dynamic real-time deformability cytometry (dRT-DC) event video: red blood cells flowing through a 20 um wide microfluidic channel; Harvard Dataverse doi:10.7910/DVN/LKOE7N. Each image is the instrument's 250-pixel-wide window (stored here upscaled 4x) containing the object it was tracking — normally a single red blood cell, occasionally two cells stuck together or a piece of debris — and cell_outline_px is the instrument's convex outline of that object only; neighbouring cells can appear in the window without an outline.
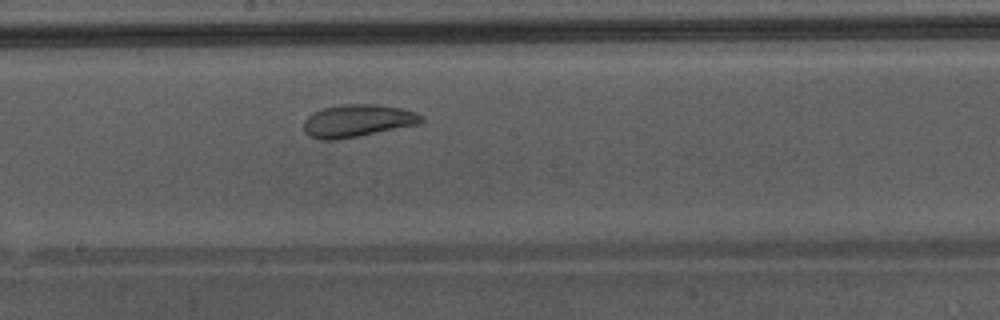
{"species": "Egyptian fruit bat (a non-hibernating species)", "species_latin": "Rousettus aegyptiacus", "temperature_condition": "warm", "stored_images_in_passage": 36, "camera_frame_rate_fps": 3000, "um_per_image_px": 0.085, "animal": {"sex": "male"}, "frame": {"image": 1, "passage_image": 16, "time_ms": 5.0, "image_size_px": [1000, 320], "cell_outline_px": [[424, 120], [420, 124], [356, 136], [332, 140], [320, 140], [308, 136], [304, 132], [304, 120], [308, 116], [324, 108], [340, 104], [380, 104], [400, 108], [416, 112], [424, 116]], "centroid_in_image_um": [30.4, 10.26], "position_along_channel_um": 217.8, "area_um2": 22.25}, "authors_computed_cell_mechanics": {"area_um2": 24.9985, "velocity_mm_per_s": 4.3282, "shape_relaxation_time_tau1_ms": null, "shape_relaxation_time_tau2_ms": 1.0361, "deformation_change_tau1": null, "deformation_change_tau2": 0.0763}}